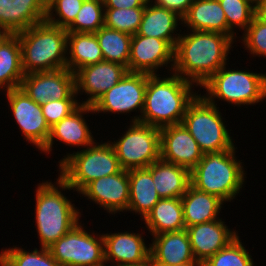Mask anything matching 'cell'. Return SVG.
Wrapping results in <instances>:
<instances>
[{
	"instance_id": "cell-25",
	"label": "cell",
	"mask_w": 266,
	"mask_h": 266,
	"mask_svg": "<svg viewBox=\"0 0 266 266\" xmlns=\"http://www.w3.org/2000/svg\"><path fill=\"white\" fill-rule=\"evenodd\" d=\"M185 227L211 222L217 219L224 203L218 196L188 187L181 197Z\"/></svg>"
},
{
	"instance_id": "cell-21",
	"label": "cell",
	"mask_w": 266,
	"mask_h": 266,
	"mask_svg": "<svg viewBox=\"0 0 266 266\" xmlns=\"http://www.w3.org/2000/svg\"><path fill=\"white\" fill-rule=\"evenodd\" d=\"M150 258L154 266L178 265L196 261L186 229L153 235Z\"/></svg>"
},
{
	"instance_id": "cell-40",
	"label": "cell",
	"mask_w": 266,
	"mask_h": 266,
	"mask_svg": "<svg viewBox=\"0 0 266 266\" xmlns=\"http://www.w3.org/2000/svg\"><path fill=\"white\" fill-rule=\"evenodd\" d=\"M193 2L194 0H154L156 6L170 10L181 18L186 15Z\"/></svg>"
},
{
	"instance_id": "cell-30",
	"label": "cell",
	"mask_w": 266,
	"mask_h": 266,
	"mask_svg": "<svg viewBox=\"0 0 266 266\" xmlns=\"http://www.w3.org/2000/svg\"><path fill=\"white\" fill-rule=\"evenodd\" d=\"M130 198L128 211L139 213L144 219L161 199L155 189L152 174L148 168L129 170Z\"/></svg>"
},
{
	"instance_id": "cell-4",
	"label": "cell",
	"mask_w": 266,
	"mask_h": 266,
	"mask_svg": "<svg viewBox=\"0 0 266 266\" xmlns=\"http://www.w3.org/2000/svg\"><path fill=\"white\" fill-rule=\"evenodd\" d=\"M67 33L46 20L17 33L24 74L67 68Z\"/></svg>"
},
{
	"instance_id": "cell-23",
	"label": "cell",
	"mask_w": 266,
	"mask_h": 266,
	"mask_svg": "<svg viewBox=\"0 0 266 266\" xmlns=\"http://www.w3.org/2000/svg\"><path fill=\"white\" fill-rule=\"evenodd\" d=\"M153 178L159 197L181 198L191 185L190 170L183 166L158 159L147 167Z\"/></svg>"
},
{
	"instance_id": "cell-24",
	"label": "cell",
	"mask_w": 266,
	"mask_h": 266,
	"mask_svg": "<svg viewBox=\"0 0 266 266\" xmlns=\"http://www.w3.org/2000/svg\"><path fill=\"white\" fill-rule=\"evenodd\" d=\"M151 2L153 3V1L149 0L144 8L137 34L166 40L175 49L180 34H177L178 36L176 37L173 33L178 27V21L182 20V18L176 13L158 7Z\"/></svg>"
},
{
	"instance_id": "cell-11",
	"label": "cell",
	"mask_w": 266,
	"mask_h": 266,
	"mask_svg": "<svg viewBox=\"0 0 266 266\" xmlns=\"http://www.w3.org/2000/svg\"><path fill=\"white\" fill-rule=\"evenodd\" d=\"M149 75L127 72L116 85L92 105L94 113H130L138 108L142 115Z\"/></svg>"
},
{
	"instance_id": "cell-39",
	"label": "cell",
	"mask_w": 266,
	"mask_h": 266,
	"mask_svg": "<svg viewBox=\"0 0 266 266\" xmlns=\"http://www.w3.org/2000/svg\"><path fill=\"white\" fill-rule=\"evenodd\" d=\"M80 105V102H77L76 99H63L47 101L41 105V108L42 114L45 117L47 124L51 128L60 120L69 116Z\"/></svg>"
},
{
	"instance_id": "cell-7",
	"label": "cell",
	"mask_w": 266,
	"mask_h": 266,
	"mask_svg": "<svg viewBox=\"0 0 266 266\" xmlns=\"http://www.w3.org/2000/svg\"><path fill=\"white\" fill-rule=\"evenodd\" d=\"M221 67L201 87L206 89L203 97L212 105L214 99L224 100L230 104L254 105L266 98V74L240 70H227Z\"/></svg>"
},
{
	"instance_id": "cell-45",
	"label": "cell",
	"mask_w": 266,
	"mask_h": 266,
	"mask_svg": "<svg viewBox=\"0 0 266 266\" xmlns=\"http://www.w3.org/2000/svg\"><path fill=\"white\" fill-rule=\"evenodd\" d=\"M263 0H249V2L256 7L260 2H262Z\"/></svg>"
},
{
	"instance_id": "cell-35",
	"label": "cell",
	"mask_w": 266,
	"mask_h": 266,
	"mask_svg": "<svg viewBox=\"0 0 266 266\" xmlns=\"http://www.w3.org/2000/svg\"><path fill=\"white\" fill-rule=\"evenodd\" d=\"M145 7L105 8L104 26L130 35L137 34Z\"/></svg>"
},
{
	"instance_id": "cell-32",
	"label": "cell",
	"mask_w": 266,
	"mask_h": 266,
	"mask_svg": "<svg viewBox=\"0 0 266 266\" xmlns=\"http://www.w3.org/2000/svg\"><path fill=\"white\" fill-rule=\"evenodd\" d=\"M0 266H60L49 249L37 248L28 252L19 247L2 250Z\"/></svg>"
},
{
	"instance_id": "cell-5",
	"label": "cell",
	"mask_w": 266,
	"mask_h": 266,
	"mask_svg": "<svg viewBox=\"0 0 266 266\" xmlns=\"http://www.w3.org/2000/svg\"><path fill=\"white\" fill-rule=\"evenodd\" d=\"M235 149L203 154L199 163L190 171L191 186L195 189L231 201L242 189L245 171L235 158Z\"/></svg>"
},
{
	"instance_id": "cell-15",
	"label": "cell",
	"mask_w": 266,
	"mask_h": 266,
	"mask_svg": "<svg viewBox=\"0 0 266 266\" xmlns=\"http://www.w3.org/2000/svg\"><path fill=\"white\" fill-rule=\"evenodd\" d=\"M128 72L119 63L102 61L77 70L75 75V91L87 94L88 99L81 105L92 106L106 91L116 85Z\"/></svg>"
},
{
	"instance_id": "cell-12",
	"label": "cell",
	"mask_w": 266,
	"mask_h": 266,
	"mask_svg": "<svg viewBox=\"0 0 266 266\" xmlns=\"http://www.w3.org/2000/svg\"><path fill=\"white\" fill-rule=\"evenodd\" d=\"M20 88L36 103L75 99V75L68 68L24 74Z\"/></svg>"
},
{
	"instance_id": "cell-27",
	"label": "cell",
	"mask_w": 266,
	"mask_h": 266,
	"mask_svg": "<svg viewBox=\"0 0 266 266\" xmlns=\"http://www.w3.org/2000/svg\"><path fill=\"white\" fill-rule=\"evenodd\" d=\"M23 77L24 71L18 35L7 33L0 40V90L6 88L7 91L20 88Z\"/></svg>"
},
{
	"instance_id": "cell-22",
	"label": "cell",
	"mask_w": 266,
	"mask_h": 266,
	"mask_svg": "<svg viewBox=\"0 0 266 266\" xmlns=\"http://www.w3.org/2000/svg\"><path fill=\"white\" fill-rule=\"evenodd\" d=\"M94 113L93 107L89 105H80L69 116L63 118L58 123L50 128L49 138L45 147L41 150L45 153H50L54 139L65 143L68 146H91L94 142V137L86 124L83 113Z\"/></svg>"
},
{
	"instance_id": "cell-44",
	"label": "cell",
	"mask_w": 266,
	"mask_h": 266,
	"mask_svg": "<svg viewBox=\"0 0 266 266\" xmlns=\"http://www.w3.org/2000/svg\"><path fill=\"white\" fill-rule=\"evenodd\" d=\"M170 266H202V264L200 262H186L183 264L170 265Z\"/></svg>"
},
{
	"instance_id": "cell-8",
	"label": "cell",
	"mask_w": 266,
	"mask_h": 266,
	"mask_svg": "<svg viewBox=\"0 0 266 266\" xmlns=\"http://www.w3.org/2000/svg\"><path fill=\"white\" fill-rule=\"evenodd\" d=\"M218 108L201 94H197L187 106L181 122L198 143L203 154L235 148Z\"/></svg>"
},
{
	"instance_id": "cell-2",
	"label": "cell",
	"mask_w": 266,
	"mask_h": 266,
	"mask_svg": "<svg viewBox=\"0 0 266 266\" xmlns=\"http://www.w3.org/2000/svg\"><path fill=\"white\" fill-rule=\"evenodd\" d=\"M149 75L142 115L134 116L132 122H141L158 128L180 124L187 106L196 98L192 91L194 83L173 73L170 77Z\"/></svg>"
},
{
	"instance_id": "cell-31",
	"label": "cell",
	"mask_w": 266,
	"mask_h": 266,
	"mask_svg": "<svg viewBox=\"0 0 266 266\" xmlns=\"http://www.w3.org/2000/svg\"><path fill=\"white\" fill-rule=\"evenodd\" d=\"M95 35L104 61L119 63L128 70L132 35L105 26L95 32Z\"/></svg>"
},
{
	"instance_id": "cell-28",
	"label": "cell",
	"mask_w": 266,
	"mask_h": 266,
	"mask_svg": "<svg viewBox=\"0 0 266 266\" xmlns=\"http://www.w3.org/2000/svg\"><path fill=\"white\" fill-rule=\"evenodd\" d=\"M144 221L152 236L186 229L181 198L160 199Z\"/></svg>"
},
{
	"instance_id": "cell-13",
	"label": "cell",
	"mask_w": 266,
	"mask_h": 266,
	"mask_svg": "<svg viewBox=\"0 0 266 266\" xmlns=\"http://www.w3.org/2000/svg\"><path fill=\"white\" fill-rule=\"evenodd\" d=\"M13 117L25 139L42 150L49 138L50 127L42 114L41 105L33 101L21 88L6 91Z\"/></svg>"
},
{
	"instance_id": "cell-20",
	"label": "cell",
	"mask_w": 266,
	"mask_h": 266,
	"mask_svg": "<svg viewBox=\"0 0 266 266\" xmlns=\"http://www.w3.org/2000/svg\"><path fill=\"white\" fill-rule=\"evenodd\" d=\"M103 238L105 264L110 261L112 266L139 264L150 259V244L146 246L140 233H107L103 234Z\"/></svg>"
},
{
	"instance_id": "cell-38",
	"label": "cell",
	"mask_w": 266,
	"mask_h": 266,
	"mask_svg": "<svg viewBox=\"0 0 266 266\" xmlns=\"http://www.w3.org/2000/svg\"><path fill=\"white\" fill-rule=\"evenodd\" d=\"M241 38L250 54L266 57V22L255 16Z\"/></svg>"
},
{
	"instance_id": "cell-29",
	"label": "cell",
	"mask_w": 266,
	"mask_h": 266,
	"mask_svg": "<svg viewBox=\"0 0 266 266\" xmlns=\"http://www.w3.org/2000/svg\"><path fill=\"white\" fill-rule=\"evenodd\" d=\"M67 51V68L73 73L84 66L104 61L95 33L68 32Z\"/></svg>"
},
{
	"instance_id": "cell-34",
	"label": "cell",
	"mask_w": 266,
	"mask_h": 266,
	"mask_svg": "<svg viewBox=\"0 0 266 266\" xmlns=\"http://www.w3.org/2000/svg\"><path fill=\"white\" fill-rule=\"evenodd\" d=\"M227 20V35L234 40L236 26L245 31L255 17V7L249 0H218Z\"/></svg>"
},
{
	"instance_id": "cell-19",
	"label": "cell",
	"mask_w": 266,
	"mask_h": 266,
	"mask_svg": "<svg viewBox=\"0 0 266 266\" xmlns=\"http://www.w3.org/2000/svg\"><path fill=\"white\" fill-rule=\"evenodd\" d=\"M46 19V0H0V29L17 34Z\"/></svg>"
},
{
	"instance_id": "cell-33",
	"label": "cell",
	"mask_w": 266,
	"mask_h": 266,
	"mask_svg": "<svg viewBox=\"0 0 266 266\" xmlns=\"http://www.w3.org/2000/svg\"><path fill=\"white\" fill-rule=\"evenodd\" d=\"M104 16L103 0H84L75 20L66 31L95 33L104 26Z\"/></svg>"
},
{
	"instance_id": "cell-42",
	"label": "cell",
	"mask_w": 266,
	"mask_h": 266,
	"mask_svg": "<svg viewBox=\"0 0 266 266\" xmlns=\"http://www.w3.org/2000/svg\"><path fill=\"white\" fill-rule=\"evenodd\" d=\"M255 16L266 22V0H263L255 7Z\"/></svg>"
},
{
	"instance_id": "cell-14",
	"label": "cell",
	"mask_w": 266,
	"mask_h": 266,
	"mask_svg": "<svg viewBox=\"0 0 266 266\" xmlns=\"http://www.w3.org/2000/svg\"><path fill=\"white\" fill-rule=\"evenodd\" d=\"M174 50L166 40L132 35L128 72L154 75L159 67H167L170 62H173L170 65L173 70Z\"/></svg>"
},
{
	"instance_id": "cell-6",
	"label": "cell",
	"mask_w": 266,
	"mask_h": 266,
	"mask_svg": "<svg viewBox=\"0 0 266 266\" xmlns=\"http://www.w3.org/2000/svg\"><path fill=\"white\" fill-rule=\"evenodd\" d=\"M96 144V145H94ZM60 177L77 193L90 182L118 173L122 168L112 144L93 143L86 149L64 156L59 162Z\"/></svg>"
},
{
	"instance_id": "cell-46",
	"label": "cell",
	"mask_w": 266,
	"mask_h": 266,
	"mask_svg": "<svg viewBox=\"0 0 266 266\" xmlns=\"http://www.w3.org/2000/svg\"><path fill=\"white\" fill-rule=\"evenodd\" d=\"M7 33L0 29V40L6 35Z\"/></svg>"
},
{
	"instance_id": "cell-3",
	"label": "cell",
	"mask_w": 266,
	"mask_h": 266,
	"mask_svg": "<svg viewBox=\"0 0 266 266\" xmlns=\"http://www.w3.org/2000/svg\"><path fill=\"white\" fill-rule=\"evenodd\" d=\"M56 185L46 181L36 190L35 220L41 248L48 249L78 224L81 216L80 210L59 190L72 188L60 176Z\"/></svg>"
},
{
	"instance_id": "cell-43",
	"label": "cell",
	"mask_w": 266,
	"mask_h": 266,
	"mask_svg": "<svg viewBox=\"0 0 266 266\" xmlns=\"http://www.w3.org/2000/svg\"><path fill=\"white\" fill-rule=\"evenodd\" d=\"M118 266H154L151 258L147 260L144 263H139V264H128V265H118Z\"/></svg>"
},
{
	"instance_id": "cell-16",
	"label": "cell",
	"mask_w": 266,
	"mask_h": 266,
	"mask_svg": "<svg viewBox=\"0 0 266 266\" xmlns=\"http://www.w3.org/2000/svg\"><path fill=\"white\" fill-rule=\"evenodd\" d=\"M198 143L182 123L160 128V158L192 170L202 159Z\"/></svg>"
},
{
	"instance_id": "cell-37",
	"label": "cell",
	"mask_w": 266,
	"mask_h": 266,
	"mask_svg": "<svg viewBox=\"0 0 266 266\" xmlns=\"http://www.w3.org/2000/svg\"><path fill=\"white\" fill-rule=\"evenodd\" d=\"M83 2L84 0H46L45 20L52 25L67 29L75 20ZM53 16H57V19Z\"/></svg>"
},
{
	"instance_id": "cell-41",
	"label": "cell",
	"mask_w": 266,
	"mask_h": 266,
	"mask_svg": "<svg viewBox=\"0 0 266 266\" xmlns=\"http://www.w3.org/2000/svg\"><path fill=\"white\" fill-rule=\"evenodd\" d=\"M149 0H103L104 8L145 7Z\"/></svg>"
},
{
	"instance_id": "cell-17",
	"label": "cell",
	"mask_w": 266,
	"mask_h": 266,
	"mask_svg": "<svg viewBox=\"0 0 266 266\" xmlns=\"http://www.w3.org/2000/svg\"><path fill=\"white\" fill-rule=\"evenodd\" d=\"M129 171L121 169L118 173L104 176L90 182L81 192L84 197L99 204L110 214L128 211L130 198Z\"/></svg>"
},
{
	"instance_id": "cell-36",
	"label": "cell",
	"mask_w": 266,
	"mask_h": 266,
	"mask_svg": "<svg viewBox=\"0 0 266 266\" xmlns=\"http://www.w3.org/2000/svg\"><path fill=\"white\" fill-rule=\"evenodd\" d=\"M202 266H254V263L237 236L226 247L209 257Z\"/></svg>"
},
{
	"instance_id": "cell-10",
	"label": "cell",
	"mask_w": 266,
	"mask_h": 266,
	"mask_svg": "<svg viewBox=\"0 0 266 266\" xmlns=\"http://www.w3.org/2000/svg\"><path fill=\"white\" fill-rule=\"evenodd\" d=\"M83 229L81 223L76 224L48 248L60 266L105 265L103 235L94 237V232L90 234Z\"/></svg>"
},
{
	"instance_id": "cell-9",
	"label": "cell",
	"mask_w": 266,
	"mask_h": 266,
	"mask_svg": "<svg viewBox=\"0 0 266 266\" xmlns=\"http://www.w3.org/2000/svg\"><path fill=\"white\" fill-rule=\"evenodd\" d=\"M130 128L116 142H110L124 170L147 168L160 159V128L141 122Z\"/></svg>"
},
{
	"instance_id": "cell-1",
	"label": "cell",
	"mask_w": 266,
	"mask_h": 266,
	"mask_svg": "<svg viewBox=\"0 0 266 266\" xmlns=\"http://www.w3.org/2000/svg\"><path fill=\"white\" fill-rule=\"evenodd\" d=\"M234 41L223 33L191 31L180 34L174 50L173 72L187 81L202 86L226 65Z\"/></svg>"
},
{
	"instance_id": "cell-18",
	"label": "cell",
	"mask_w": 266,
	"mask_h": 266,
	"mask_svg": "<svg viewBox=\"0 0 266 266\" xmlns=\"http://www.w3.org/2000/svg\"><path fill=\"white\" fill-rule=\"evenodd\" d=\"M186 230L194 258L201 264L238 236L235 231L228 229L222 219L192 225Z\"/></svg>"
},
{
	"instance_id": "cell-26",
	"label": "cell",
	"mask_w": 266,
	"mask_h": 266,
	"mask_svg": "<svg viewBox=\"0 0 266 266\" xmlns=\"http://www.w3.org/2000/svg\"><path fill=\"white\" fill-rule=\"evenodd\" d=\"M181 21L191 31L219 32L227 35V20L218 0H194Z\"/></svg>"
}]
</instances>
